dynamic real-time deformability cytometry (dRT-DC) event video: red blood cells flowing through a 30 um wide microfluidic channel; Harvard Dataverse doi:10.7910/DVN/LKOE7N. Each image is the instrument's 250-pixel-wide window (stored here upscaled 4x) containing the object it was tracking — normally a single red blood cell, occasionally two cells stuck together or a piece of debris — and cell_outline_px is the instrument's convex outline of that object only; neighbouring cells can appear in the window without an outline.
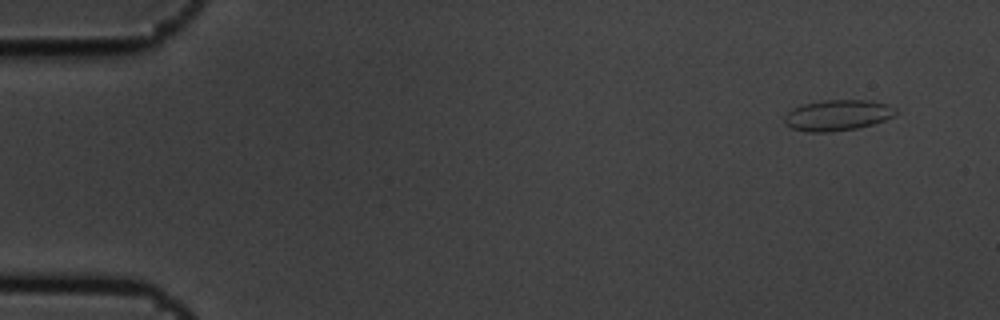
{"species": "common noctule bat (a hibernating species)", "species_latin": "Nyctalus noctula", "temperature_condition": "cold", "stored_images_in_passage": 7, "camera_frame_rate_fps": 3000, "um_per_image_px": 0.085, "animal": {"sex": "male", "body_mass_g": 19.5, "forearm_length_mm": 54.6}, "frame": {"image": 1, "passage_image": 1, "time_ms": 0.0, "image_size_px": [1000, 320], "cell_outline_px": [[896, 112], [892, 116], [884, 120], [872, 124], [856, 128], [828, 132], [808, 132], [792, 128], [784, 124], [784, 116], [792, 108], [804, 104], [824, 100], [868, 100], [888, 104], [896, 108]], "centroid_in_image_um": [71.16, 9.79], "position_along_channel_um": 13.8, "area_um2": 19.88}}
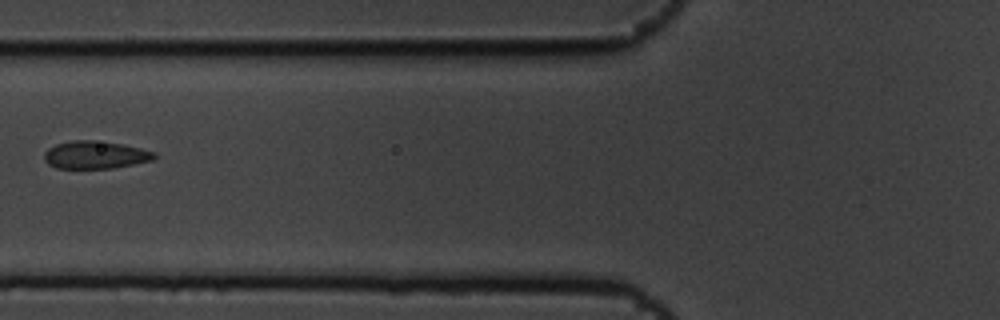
{"frame": {"image": 2, "passage_image": 6, "time_ms": 1.667, "image_size_px": [1000, 320], "cell_outline_px": [[156, 156], [152, 160], [112, 168], [56, 168], [48, 164], [44, 160], [44, 152], [48, 148], [56, 144], [72, 140], [92, 140], [124, 144], [156, 152]], "centroid_in_image_um": [8.07, 13.16], "position_along_channel_um": 117.7, "area_um2": 17.74}}
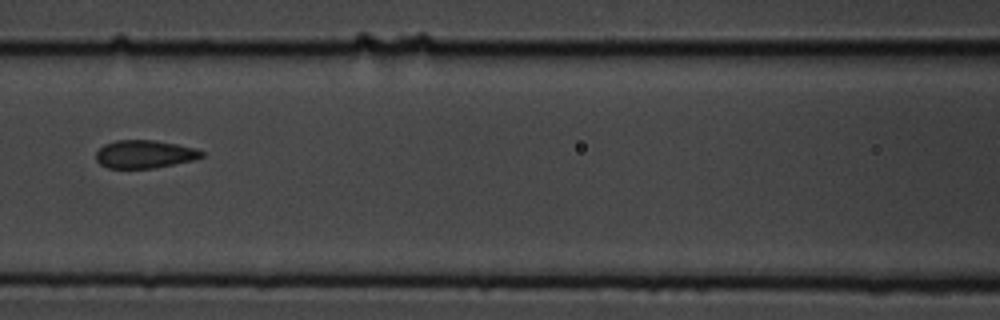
{"frame": {"image": 3, "passage_image": 7, "time_ms": 2.0, "image_size_px": [1000, 320], "cell_outline_px": [[204, 156], [192, 160], [152, 168], [108, 168], [100, 164], [96, 160], [96, 152], [104, 144], [116, 140], [156, 140], [196, 148], [204, 152]], "centroid_in_image_um": [12.27, 13.09], "position_along_channel_um": 154.3, "area_um2": 17.17}}